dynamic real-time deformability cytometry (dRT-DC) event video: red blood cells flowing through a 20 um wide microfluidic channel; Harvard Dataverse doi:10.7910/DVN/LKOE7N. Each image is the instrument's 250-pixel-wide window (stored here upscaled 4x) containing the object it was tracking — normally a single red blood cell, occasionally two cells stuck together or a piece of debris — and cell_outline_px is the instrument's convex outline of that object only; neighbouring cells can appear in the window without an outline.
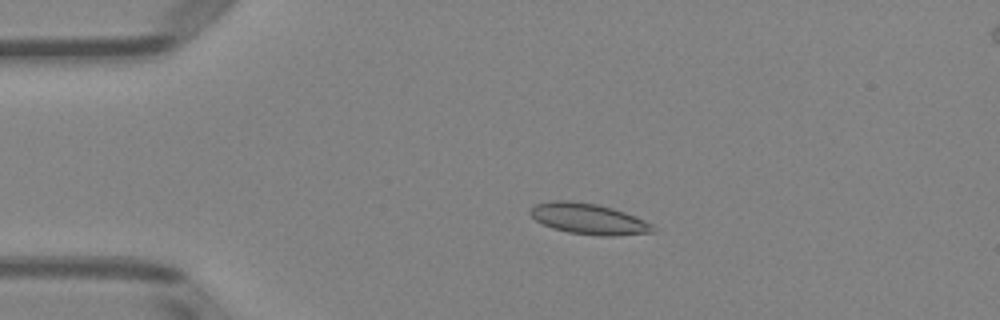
{"species": "Egyptian fruit bat (a non-hibernating species)", "species_latin": "Rousettus aegyptiacus", "temperature_condition": "room temperature", "stored_images_in_passage": 51, "camera_frame_rate_fps": 3000, "um_per_image_px": 0.085, "animal": {"sex": "female"}, "frame": {"image": 1, "passage_image": 11, "time_ms": 3.333, "image_size_px": [1000, 320], "cell_outline_px": [[656, 232], [616, 236], [600, 236], [568, 232], [552, 228], [536, 220], [528, 212], [536, 204], [552, 200], [572, 200], [596, 204], [612, 208], [624, 212], [644, 220], [652, 224], [656, 228]], "centroid_in_image_um": [50.05, 18.61], "position_along_channel_um": 35.0, "area_um2": 22.08}}
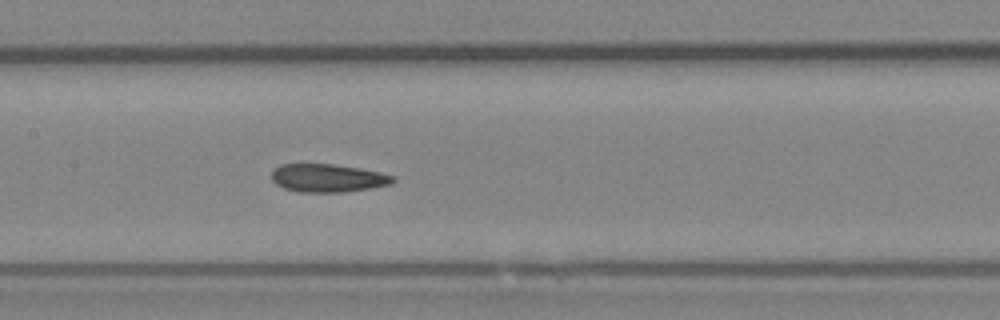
{"frame": {"image": 2, "passage_image": 25, "time_ms": 8.0, "image_size_px": [1000, 320], "cell_outline_px": [[396, 180], [392, 184], [344, 192], [300, 192], [284, 188], [276, 184], [272, 180], [272, 168], [280, 164], [332, 164], [360, 168], [380, 172], [396, 176]], "centroid_in_image_um": [27.86, 15.12], "position_along_channel_um": 179.5, "area_um2": 20.0}}
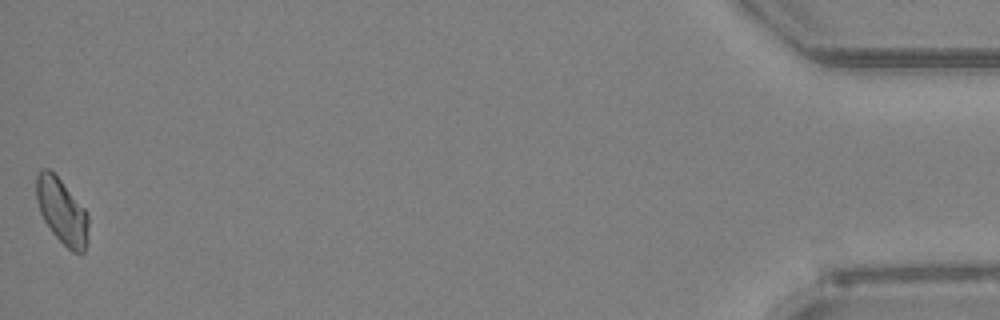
{"frame": {"image": 3, "passage_image": 51, "time_ms": 16.667, "image_size_px": [1000, 320], "cell_outline_px": [[88, 240], [84, 252], [72, 252], [52, 232], [44, 220], [40, 212], [36, 200], [36, 176], [44, 168], [48, 168], [60, 180], [84, 208], [88, 216]], "centroid_in_image_um": [5.26, 17.97], "position_along_channel_um": 429.9, "area_um2": 19.54}, "authors_computed_cell_mechanics": {"area_um2": 20.23, "velocity_mm_per_s": 3.9821, "shape_relaxation_time_tau1_ms": null, "shape_relaxation_time_tau2_ms": 8.7599, "deformation_change_tau1": null, "deformation_change_tau2": 0.1154}}